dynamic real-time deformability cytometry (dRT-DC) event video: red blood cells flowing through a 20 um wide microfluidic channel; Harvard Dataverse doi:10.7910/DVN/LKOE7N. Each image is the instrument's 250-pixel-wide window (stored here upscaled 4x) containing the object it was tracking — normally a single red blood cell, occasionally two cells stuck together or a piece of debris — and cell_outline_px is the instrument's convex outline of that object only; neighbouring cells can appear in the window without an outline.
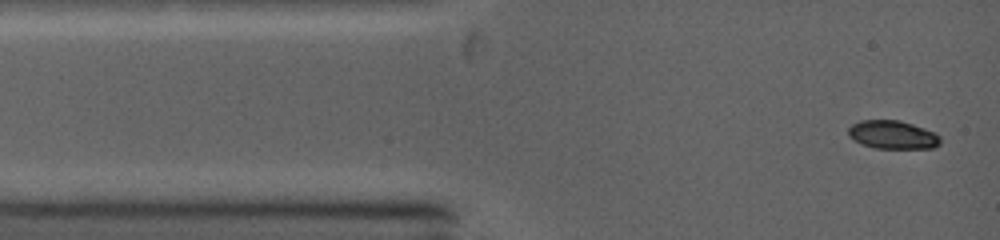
{"species": "common noctule bat (a hibernating species)", "species_latin": "Nyctalus noctula", "temperature_condition": "warm", "stored_images_in_passage": 33, "camera_frame_rate_fps": 5000, "um_per_image_px": 0.085, "animal": {"sex": "female", "body_mass_g": 19.0, "forearm_length_mm": 53.3}, "frame": {"image": 1, "passage_image": 1, "time_ms": 0.0, "image_size_px": [1000, 240], "cell_outline_px": [[940, 144], [932, 148], [876, 148], [864, 144], [848, 136], [848, 128], [852, 124], [860, 120], [900, 120], [936, 132], [940, 136]], "centroid_in_image_um": [75.9, 11.44], "position_along_channel_um": 9.1, "area_um2": 15.14}}
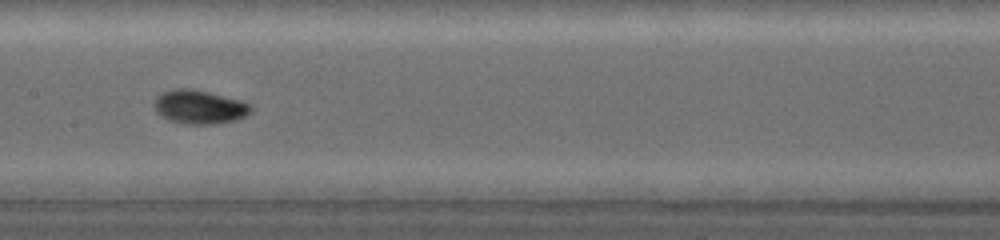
{"frame": {"image": 2, "passage_image": 14, "time_ms": 5.4, "image_size_px": [1000, 240], "cell_outline_px": [[252, 112], [236, 120], [216, 124], [184, 124], [168, 120], [156, 112], [156, 96], [164, 92], [176, 88], [188, 88], [208, 92], [240, 100], [252, 104]], "centroid_in_image_um": [16.98, 9.1], "position_along_channel_um": 190.4, "area_um2": 18.96}}
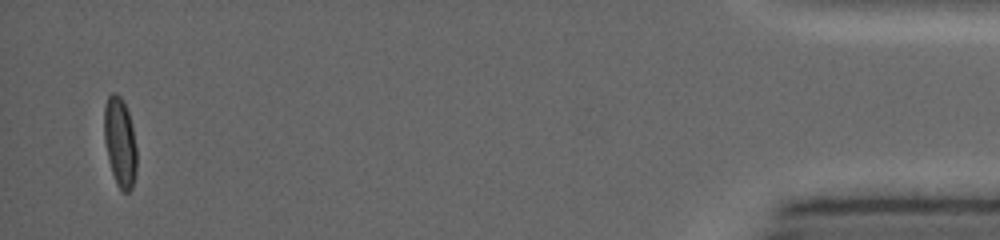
{"frame": {"image": 3, "passage_image": 33, "time_ms": 13.6, "image_size_px": [1000, 240], "cell_outline_px": [[136, 172], [132, 188], [128, 192], [124, 192], [116, 184], [108, 160], [104, 140], [104, 104], [108, 96], [112, 92], [116, 92], [120, 96], [128, 112], [132, 128], [136, 148]], "centroid_in_image_um": [10.18, 12.08], "position_along_channel_um": 425.0, "area_um2": 16.94}, "authors_computed_cell_mechanics": {"area_um2": 16.8776, "velocity_mm_per_s": 4.2681, "shape_relaxation_time_tau1_ms": 3.1082, "shape_relaxation_time_tau2_ms": null, "deformation_change_tau1": 0.1677, "deformation_change_tau2": null}}